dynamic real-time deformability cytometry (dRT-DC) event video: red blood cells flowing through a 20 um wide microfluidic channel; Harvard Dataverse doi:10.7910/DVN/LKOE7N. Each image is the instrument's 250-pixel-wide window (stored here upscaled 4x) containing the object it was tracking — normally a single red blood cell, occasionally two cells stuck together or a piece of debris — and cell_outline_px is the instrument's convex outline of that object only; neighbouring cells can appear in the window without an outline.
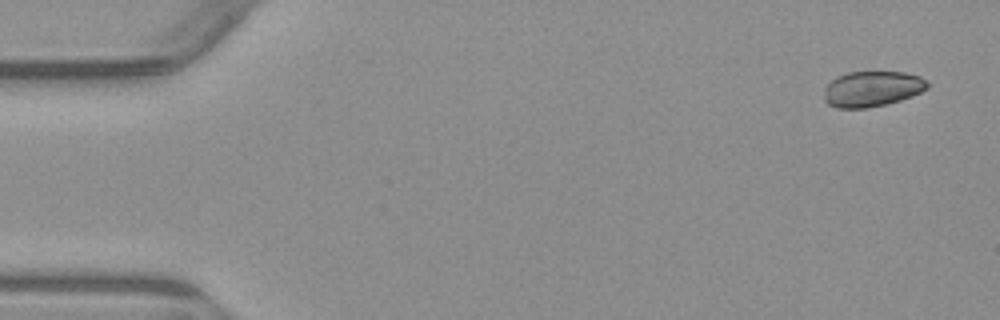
{"species": "common noctule bat (a hibernating species)", "species_latin": "Nyctalus noctula", "temperature_condition": "warm", "stored_images_in_passage": 3, "camera_frame_rate_fps": 3000, "um_per_image_px": 0.085, "animal": {"sex": "male", "body_mass_g": 23.1, "forearm_length_mm": 52.7}, "frame": {"image": 1, "passage_image": 1, "time_ms": 0.0, "image_size_px": [1000, 320], "cell_outline_px": [[928, 88], [912, 96], [900, 100], [868, 108], [836, 108], [828, 104], [824, 100], [824, 88], [836, 76], [848, 72], [904, 72], [920, 76], [928, 80]], "centroid_in_image_um": [74.12, 7.55], "position_along_channel_um": 10.9, "area_um2": 21.5}}